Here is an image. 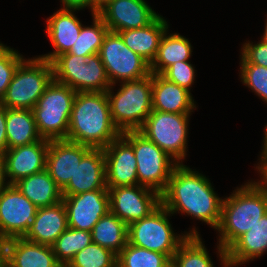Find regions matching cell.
Listing matches in <instances>:
<instances>
[{
	"instance_id": "6da1fadb",
	"label": "cell",
	"mask_w": 267,
	"mask_h": 267,
	"mask_svg": "<svg viewBox=\"0 0 267 267\" xmlns=\"http://www.w3.org/2000/svg\"><path fill=\"white\" fill-rule=\"evenodd\" d=\"M160 199L171 214L180 211L214 229L220 223L223 199L216 195L206 176L182 163L174 168Z\"/></svg>"
},
{
	"instance_id": "7a4b0ae2",
	"label": "cell",
	"mask_w": 267,
	"mask_h": 267,
	"mask_svg": "<svg viewBox=\"0 0 267 267\" xmlns=\"http://www.w3.org/2000/svg\"><path fill=\"white\" fill-rule=\"evenodd\" d=\"M267 212V188L260 182H248L223 199L221 220L217 227V250L223 267H229L226 250L249 231Z\"/></svg>"
},
{
	"instance_id": "3957f363",
	"label": "cell",
	"mask_w": 267,
	"mask_h": 267,
	"mask_svg": "<svg viewBox=\"0 0 267 267\" xmlns=\"http://www.w3.org/2000/svg\"><path fill=\"white\" fill-rule=\"evenodd\" d=\"M111 118L106 92H77L66 140L105 148L121 136Z\"/></svg>"
},
{
	"instance_id": "277c9868",
	"label": "cell",
	"mask_w": 267,
	"mask_h": 267,
	"mask_svg": "<svg viewBox=\"0 0 267 267\" xmlns=\"http://www.w3.org/2000/svg\"><path fill=\"white\" fill-rule=\"evenodd\" d=\"M120 83L115 95L113 85L106 91L112 121L121 133L137 131L152 112V73L139 80Z\"/></svg>"
},
{
	"instance_id": "5b68a950",
	"label": "cell",
	"mask_w": 267,
	"mask_h": 267,
	"mask_svg": "<svg viewBox=\"0 0 267 267\" xmlns=\"http://www.w3.org/2000/svg\"><path fill=\"white\" fill-rule=\"evenodd\" d=\"M76 91L54 79L32 108L40 136L46 140L66 139Z\"/></svg>"
},
{
	"instance_id": "8992f818",
	"label": "cell",
	"mask_w": 267,
	"mask_h": 267,
	"mask_svg": "<svg viewBox=\"0 0 267 267\" xmlns=\"http://www.w3.org/2000/svg\"><path fill=\"white\" fill-rule=\"evenodd\" d=\"M53 79L51 62L39 56L24 59L16 69L0 104L6 108L32 110Z\"/></svg>"
},
{
	"instance_id": "52a82bcc",
	"label": "cell",
	"mask_w": 267,
	"mask_h": 267,
	"mask_svg": "<svg viewBox=\"0 0 267 267\" xmlns=\"http://www.w3.org/2000/svg\"><path fill=\"white\" fill-rule=\"evenodd\" d=\"M170 215L171 213L160 204L147 217L132 222L128 225V243L166 254L171 259L188 236H199V234L193 228L190 232L177 236L169 222Z\"/></svg>"
},
{
	"instance_id": "ba28073f",
	"label": "cell",
	"mask_w": 267,
	"mask_h": 267,
	"mask_svg": "<svg viewBox=\"0 0 267 267\" xmlns=\"http://www.w3.org/2000/svg\"><path fill=\"white\" fill-rule=\"evenodd\" d=\"M52 66L54 80L76 92H106L112 86L99 53L90 56L65 53Z\"/></svg>"
},
{
	"instance_id": "9c48e42d",
	"label": "cell",
	"mask_w": 267,
	"mask_h": 267,
	"mask_svg": "<svg viewBox=\"0 0 267 267\" xmlns=\"http://www.w3.org/2000/svg\"><path fill=\"white\" fill-rule=\"evenodd\" d=\"M121 136L134 149L138 185L146 186L161 194L179 163L138 130L122 132Z\"/></svg>"
},
{
	"instance_id": "30bf717a",
	"label": "cell",
	"mask_w": 267,
	"mask_h": 267,
	"mask_svg": "<svg viewBox=\"0 0 267 267\" xmlns=\"http://www.w3.org/2000/svg\"><path fill=\"white\" fill-rule=\"evenodd\" d=\"M191 114L152 110L138 131L180 164L186 157Z\"/></svg>"
},
{
	"instance_id": "8fae6325",
	"label": "cell",
	"mask_w": 267,
	"mask_h": 267,
	"mask_svg": "<svg viewBox=\"0 0 267 267\" xmlns=\"http://www.w3.org/2000/svg\"><path fill=\"white\" fill-rule=\"evenodd\" d=\"M99 55L111 85L142 79L151 74L150 64L129 49L118 32L108 31Z\"/></svg>"
},
{
	"instance_id": "7c38bea8",
	"label": "cell",
	"mask_w": 267,
	"mask_h": 267,
	"mask_svg": "<svg viewBox=\"0 0 267 267\" xmlns=\"http://www.w3.org/2000/svg\"><path fill=\"white\" fill-rule=\"evenodd\" d=\"M110 212L127 226L147 217L160 204V194L143 185L107 187Z\"/></svg>"
},
{
	"instance_id": "4fadbf2b",
	"label": "cell",
	"mask_w": 267,
	"mask_h": 267,
	"mask_svg": "<svg viewBox=\"0 0 267 267\" xmlns=\"http://www.w3.org/2000/svg\"><path fill=\"white\" fill-rule=\"evenodd\" d=\"M37 209L15 185L9 184L0 191V234L7 240L24 237Z\"/></svg>"
},
{
	"instance_id": "5bb4252c",
	"label": "cell",
	"mask_w": 267,
	"mask_h": 267,
	"mask_svg": "<svg viewBox=\"0 0 267 267\" xmlns=\"http://www.w3.org/2000/svg\"><path fill=\"white\" fill-rule=\"evenodd\" d=\"M68 227L91 232L94 225L110 211L108 189L76 195H62Z\"/></svg>"
},
{
	"instance_id": "9a60e30c",
	"label": "cell",
	"mask_w": 267,
	"mask_h": 267,
	"mask_svg": "<svg viewBox=\"0 0 267 267\" xmlns=\"http://www.w3.org/2000/svg\"><path fill=\"white\" fill-rule=\"evenodd\" d=\"M97 14L113 32L145 27L160 15L145 0H108Z\"/></svg>"
},
{
	"instance_id": "2e32d148",
	"label": "cell",
	"mask_w": 267,
	"mask_h": 267,
	"mask_svg": "<svg viewBox=\"0 0 267 267\" xmlns=\"http://www.w3.org/2000/svg\"><path fill=\"white\" fill-rule=\"evenodd\" d=\"M92 148L66 139L50 140L46 170L62 190L74 176L77 165Z\"/></svg>"
},
{
	"instance_id": "e0dca14e",
	"label": "cell",
	"mask_w": 267,
	"mask_h": 267,
	"mask_svg": "<svg viewBox=\"0 0 267 267\" xmlns=\"http://www.w3.org/2000/svg\"><path fill=\"white\" fill-rule=\"evenodd\" d=\"M49 140L7 149L3 154L8 183L14 185L19 180L46 169V155Z\"/></svg>"
},
{
	"instance_id": "ac0fdd59",
	"label": "cell",
	"mask_w": 267,
	"mask_h": 267,
	"mask_svg": "<svg viewBox=\"0 0 267 267\" xmlns=\"http://www.w3.org/2000/svg\"><path fill=\"white\" fill-rule=\"evenodd\" d=\"M103 150L107 187L138 185L137 159L133 147L120 136Z\"/></svg>"
},
{
	"instance_id": "d6986e66",
	"label": "cell",
	"mask_w": 267,
	"mask_h": 267,
	"mask_svg": "<svg viewBox=\"0 0 267 267\" xmlns=\"http://www.w3.org/2000/svg\"><path fill=\"white\" fill-rule=\"evenodd\" d=\"M97 189H108L103 148H92L82 158L74 176L61 192L62 195H76Z\"/></svg>"
},
{
	"instance_id": "ffe728a7",
	"label": "cell",
	"mask_w": 267,
	"mask_h": 267,
	"mask_svg": "<svg viewBox=\"0 0 267 267\" xmlns=\"http://www.w3.org/2000/svg\"><path fill=\"white\" fill-rule=\"evenodd\" d=\"M76 10L81 9L61 8L47 19L46 32L55 50L39 57L52 63L59 55L69 52L82 28L74 14Z\"/></svg>"
},
{
	"instance_id": "44dd1931",
	"label": "cell",
	"mask_w": 267,
	"mask_h": 267,
	"mask_svg": "<svg viewBox=\"0 0 267 267\" xmlns=\"http://www.w3.org/2000/svg\"><path fill=\"white\" fill-rule=\"evenodd\" d=\"M68 228L67 211L63 201L37 209L24 238L31 242L52 246Z\"/></svg>"
},
{
	"instance_id": "7402d4cb",
	"label": "cell",
	"mask_w": 267,
	"mask_h": 267,
	"mask_svg": "<svg viewBox=\"0 0 267 267\" xmlns=\"http://www.w3.org/2000/svg\"><path fill=\"white\" fill-rule=\"evenodd\" d=\"M189 90L152 73V110L168 113H191L196 108Z\"/></svg>"
},
{
	"instance_id": "603a6c76",
	"label": "cell",
	"mask_w": 267,
	"mask_h": 267,
	"mask_svg": "<svg viewBox=\"0 0 267 267\" xmlns=\"http://www.w3.org/2000/svg\"><path fill=\"white\" fill-rule=\"evenodd\" d=\"M6 262L11 267H61L52 246L31 242L24 237L7 240Z\"/></svg>"
},
{
	"instance_id": "cb8c5ba5",
	"label": "cell",
	"mask_w": 267,
	"mask_h": 267,
	"mask_svg": "<svg viewBox=\"0 0 267 267\" xmlns=\"http://www.w3.org/2000/svg\"><path fill=\"white\" fill-rule=\"evenodd\" d=\"M267 251V212L245 234L240 236L227 250L229 267L239 266Z\"/></svg>"
},
{
	"instance_id": "d4e9b609",
	"label": "cell",
	"mask_w": 267,
	"mask_h": 267,
	"mask_svg": "<svg viewBox=\"0 0 267 267\" xmlns=\"http://www.w3.org/2000/svg\"><path fill=\"white\" fill-rule=\"evenodd\" d=\"M167 29V21L159 15L145 27L122 30L118 33L129 49L151 64L157 54L164 33L168 31Z\"/></svg>"
},
{
	"instance_id": "484cf974",
	"label": "cell",
	"mask_w": 267,
	"mask_h": 267,
	"mask_svg": "<svg viewBox=\"0 0 267 267\" xmlns=\"http://www.w3.org/2000/svg\"><path fill=\"white\" fill-rule=\"evenodd\" d=\"M37 208L47 207L62 201L61 189L45 169L14 184Z\"/></svg>"
},
{
	"instance_id": "4316f807",
	"label": "cell",
	"mask_w": 267,
	"mask_h": 267,
	"mask_svg": "<svg viewBox=\"0 0 267 267\" xmlns=\"http://www.w3.org/2000/svg\"><path fill=\"white\" fill-rule=\"evenodd\" d=\"M7 149L35 143L42 139L38 133L32 110H6Z\"/></svg>"
},
{
	"instance_id": "83f0119b",
	"label": "cell",
	"mask_w": 267,
	"mask_h": 267,
	"mask_svg": "<svg viewBox=\"0 0 267 267\" xmlns=\"http://www.w3.org/2000/svg\"><path fill=\"white\" fill-rule=\"evenodd\" d=\"M167 32L164 33L157 54L150 64L151 73L161 74L175 62L188 61L193 52L188 39L177 33L167 36Z\"/></svg>"
},
{
	"instance_id": "f1b7e54d",
	"label": "cell",
	"mask_w": 267,
	"mask_h": 267,
	"mask_svg": "<svg viewBox=\"0 0 267 267\" xmlns=\"http://www.w3.org/2000/svg\"><path fill=\"white\" fill-rule=\"evenodd\" d=\"M128 226L110 211L94 225L92 241L118 255L128 242Z\"/></svg>"
},
{
	"instance_id": "f546056e",
	"label": "cell",
	"mask_w": 267,
	"mask_h": 267,
	"mask_svg": "<svg viewBox=\"0 0 267 267\" xmlns=\"http://www.w3.org/2000/svg\"><path fill=\"white\" fill-rule=\"evenodd\" d=\"M91 232L68 227L52 245L57 262L67 266L75 254L91 244Z\"/></svg>"
},
{
	"instance_id": "4dcf8cb0",
	"label": "cell",
	"mask_w": 267,
	"mask_h": 267,
	"mask_svg": "<svg viewBox=\"0 0 267 267\" xmlns=\"http://www.w3.org/2000/svg\"><path fill=\"white\" fill-rule=\"evenodd\" d=\"M200 235L188 236L171 258V267H214Z\"/></svg>"
},
{
	"instance_id": "1f68e13d",
	"label": "cell",
	"mask_w": 267,
	"mask_h": 267,
	"mask_svg": "<svg viewBox=\"0 0 267 267\" xmlns=\"http://www.w3.org/2000/svg\"><path fill=\"white\" fill-rule=\"evenodd\" d=\"M93 25H82L80 34L69 52L78 56H90L99 53L103 40L109 31L103 19L96 13L92 14Z\"/></svg>"
},
{
	"instance_id": "d6a6232c",
	"label": "cell",
	"mask_w": 267,
	"mask_h": 267,
	"mask_svg": "<svg viewBox=\"0 0 267 267\" xmlns=\"http://www.w3.org/2000/svg\"><path fill=\"white\" fill-rule=\"evenodd\" d=\"M117 267H171V259L166 254L150 251L127 242L117 255Z\"/></svg>"
},
{
	"instance_id": "836d02e7",
	"label": "cell",
	"mask_w": 267,
	"mask_h": 267,
	"mask_svg": "<svg viewBox=\"0 0 267 267\" xmlns=\"http://www.w3.org/2000/svg\"><path fill=\"white\" fill-rule=\"evenodd\" d=\"M67 267H117V255L92 242L76 253Z\"/></svg>"
},
{
	"instance_id": "e575fe53",
	"label": "cell",
	"mask_w": 267,
	"mask_h": 267,
	"mask_svg": "<svg viewBox=\"0 0 267 267\" xmlns=\"http://www.w3.org/2000/svg\"><path fill=\"white\" fill-rule=\"evenodd\" d=\"M23 60V56L16 50L0 42V102L6 93L16 69Z\"/></svg>"
},
{
	"instance_id": "d590c367",
	"label": "cell",
	"mask_w": 267,
	"mask_h": 267,
	"mask_svg": "<svg viewBox=\"0 0 267 267\" xmlns=\"http://www.w3.org/2000/svg\"><path fill=\"white\" fill-rule=\"evenodd\" d=\"M241 81L267 103V68L251 63L240 64Z\"/></svg>"
},
{
	"instance_id": "8d00e7d4",
	"label": "cell",
	"mask_w": 267,
	"mask_h": 267,
	"mask_svg": "<svg viewBox=\"0 0 267 267\" xmlns=\"http://www.w3.org/2000/svg\"><path fill=\"white\" fill-rule=\"evenodd\" d=\"M161 75L190 91L195 79V69L189 61H179L165 69Z\"/></svg>"
},
{
	"instance_id": "74e56055",
	"label": "cell",
	"mask_w": 267,
	"mask_h": 267,
	"mask_svg": "<svg viewBox=\"0 0 267 267\" xmlns=\"http://www.w3.org/2000/svg\"><path fill=\"white\" fill-rule=\"evenodd\" d=\"M241 51L240 63H251L267 68V42L262 39L255 44L248 41Z\"/></svg>"
},
{
	"instance_id": "f35d334b",
	"label": "cell",
	"mask_w": 267,
	"mask_h": 267,
	"mask_svg": "<svg viewBox=\"0 0 267 267\" xmlns=\"http://www.w3.org/2000/svg\"><path fill=\"white\" fill-rule=\"evenodd\" d=\"M6 110L7 108L0 104V155L7 150Z\"/></svg>"
},
{
	"instance_id": "ab89813d",
	"label": "cell",
	"mask_w": 267,
	"mask_h": 267,
	"mask_svg": "<svg viewBox=\"0 0 267 267\" xmlns=\"http://www.w3.org/2000/svg\"><path fill=\"white\" fill-rule=\"evenodd\" d=\"M62 8H71V9H84L89 7L93 14V0H61Z\"/></svg>"
},
{
	"instance_id": "60d3db41",
	"label": "cell",
	"mask_w": 267,
	"mask_h": 267,
	"mask_svg": "<svg viewBox=\"0 0 267 267\" xmlns=\"http://www.w3.org/2000/svg\"><path fill=\"white\" fill-rule=\"evenodd\" d=\"M6 180L7 179H6L4 158L3 155H0V191H2L9 185V183Z\"/></svg>"
},
{
	"instance_id": "b9f144b4",
	"label": "cell",
	"mask_w": 267,
	"mask_h": 267,
	"mask_svg": "<svg viewBox=\"0 0 267 267\" xmlns=\"http://www.w3.org/2000/svg\"><path fill=\"white\" fill-rule=\"evenodd\" d=\"M7 239L0 234V265L6 261Z\"/></svg>"
},
{
	"instance_id": "7bdbcfd3",
	"label": "cell",
	"mask_w": 267,
	"mask_h": 267,
	"mask_svg": "<svg viewBox=\"0 0 267 267\" xmlns=\"http://www.w3.org/2000/svg\"><path fill=\"white\" fill-rule=\"evenodd\" d=\"M265 137L263 138L264 140V145H263V150L260 155V164L257 165V169L267 160V125L265 127Z\"/></svg>"
},
{
	"instance_id": "ee69618b",
	"label": "cell",
	"mask_w": 267,
	"mask_h": 267,
	"mask_svg": "<svg viewBox=\"0 0 267 267\" xmlns=\"http://www.w3.org/2000/svg\"><path fill=\"white\" fill-rule=\"evenodd\" d=\"M258 172L261 173L260 182L267 188V160L258 168Z\"/></svg>"
},
{
	"instance_id": "f6af8a7d",
	"label": "cell",
	"mask_w": 267,
	"mask_h": 267,
	"mask_svg": "<svg viewBox=\"0 0 267 267\" xmlns=\"http://www.w3.org/2000/svg\"><path fill=\"white\" fill-rule=\"evenodd\" d=\"M108 0H93V14L98 13L99 8L103 6Z\"/></svg>"
},
{
	"instance_id": "bcb514c9",
	"label": "cell",
	"mask_w": 267,
	"mask_h": 267,
	"mask_svg": "<svg viewBox=\"0 0 267 267\" xmlns=\"http://www.w3.org/2000/svg\"><path fill=\"white\" fill-rule=\"evenodd\" d=\"M262 40L267 42V20H266V23H265V32L263 33Z\"/></svg>"
},
{
	"instance_id": "7dc6e473",
	"label": "cell",
	"mask_w": 267,
	"mask_h": 267,
	"mask_svg": "<svg viewBox=\"0 0 267 267\" xmlns=\"http://www.w3.org/2000/svg\"><path fill=\"white\" fill-rule=\"evenodd\" d=\"M0 267H11L8 262H4L3 264L0 265Z\"/></svg>"
}]
</instances>
